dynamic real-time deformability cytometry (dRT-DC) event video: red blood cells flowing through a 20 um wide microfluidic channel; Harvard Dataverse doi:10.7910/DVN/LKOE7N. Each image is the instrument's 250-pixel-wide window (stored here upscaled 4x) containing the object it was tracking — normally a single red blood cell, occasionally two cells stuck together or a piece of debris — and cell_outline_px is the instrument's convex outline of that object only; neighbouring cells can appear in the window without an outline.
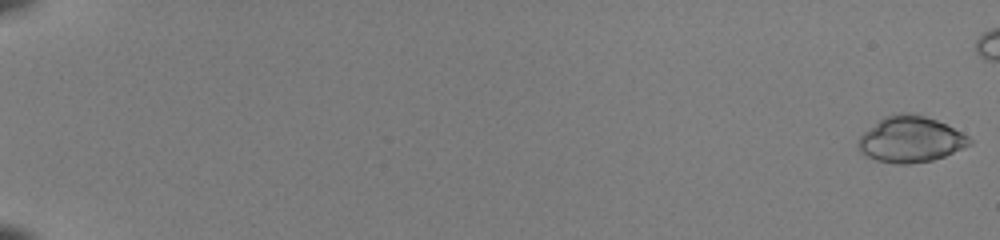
{"species": "common noctule bat (a hibernating species)", "species_latin": "Nyctalus noctula", "temperature_condition": "room temperature", "stored_images_in_passage": 48, "camera_frame_rate_fps": 3000, "um_per_image_px": 0.085, "animal": {"sex": "female", "body_mass_g": 22.0, "forearm_length_mm": 56.7}, "frame": {"image": 1, "passage_image": 1, "time_ms": 0.0, "image_size_px": [1000, 240], "cell_outline_px": [[972, 144], [944, 156], [932, 160], [908, 164], [896, 164], [876, 160], [860, 152], [856, 148], [860, 136], [864, 132], [884, 116], [900, 112], [908, 112], [924, 116], [936, 120], [968, 136], [972, 140]], "centroid_in_image_um": [77.37, 11.85], "position_along_channel_um": 7.6, "area_um2": 29.59}}
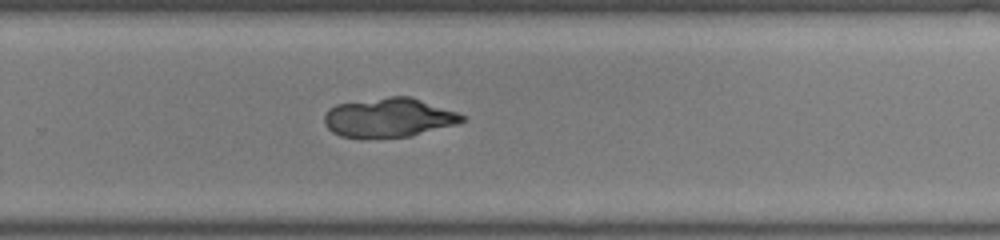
{"frame": {"image": 2, "passage_image": 38, "time_ms": 12.333, "image_size_px": [1000, 240], "cell_outline_px": [[468, 120], [460, 124], [408, 136], [364, 140], [340, 136], [332, 132], [328, 128], [324, 120], [324, 116], [328, 108], [336, 104], [388, 96], [408, 96], [456, 112], [464, 116]], "centroid_in_image_um": [33.02, 10.03], "position_along_channel_um": 296.8, "area_um2": 31.91}}
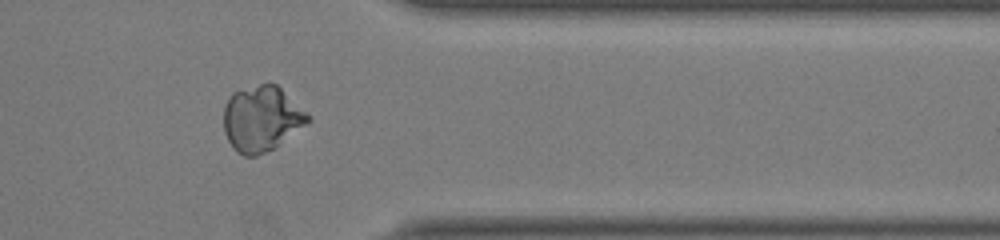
{"frame": {"image": 3, "passage_image": 45, "time_ms": 14.667, "image_size_px": [1000, 240], "cell_outline_px": [[312, 120], [308, 124], [272, 148], [256, 156], [244, 156], [236, 152], [232, 148], [224, 132], [224, 104], [228, 96], [232, 92], [260, 84], [276, 84], [312, 116]], "centroid_in_image_um": [22.23, 10.08], "position_along_channel_um": 389.2, "area_um2": 32.19}}